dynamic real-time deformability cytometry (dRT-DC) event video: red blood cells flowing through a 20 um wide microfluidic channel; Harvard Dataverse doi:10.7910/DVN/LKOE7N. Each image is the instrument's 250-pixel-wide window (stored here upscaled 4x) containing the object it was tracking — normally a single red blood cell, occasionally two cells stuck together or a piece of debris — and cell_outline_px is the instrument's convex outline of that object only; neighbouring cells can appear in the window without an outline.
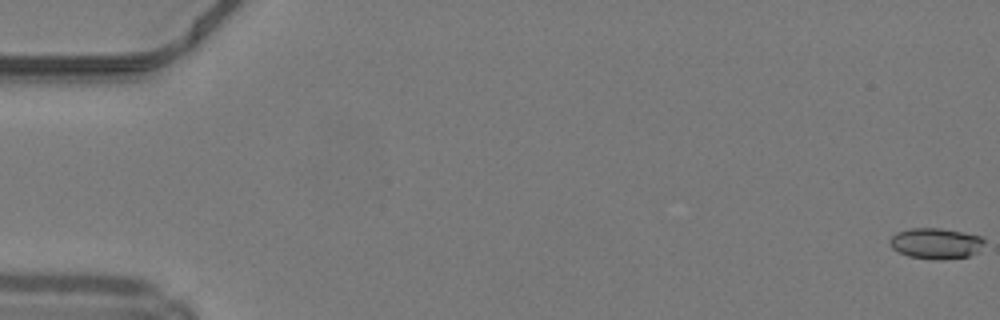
{"species": "common noctule bat (a hibernating species)", "species_latin": "Nyctalus noctula", "temperature_condition": "warm", "stored_images_in_passage": 49, "camera_frame_rate_fps": 3000, "um_per_image_px": 0.085, "animal": {"sex": "male", "body_mass_g": 19.2, "forearm_length_mm": 51.8}, "frame": {"image": 1, "passage_image": 1, "time_ms": 0.0, "image_size_px": [1000, 320], "cell_outline_px": [[984, 240], [980, 252], [968, 256], [944, 260], [932, 260], [908, 256], [892, 248], [888, 240], [896, 232], [908, 228], [940, 228], [964, 232], [980, 236]], "centroid_in_image_um": [79.54, 20.69], "position_along_channel_um": 5.5, "area_um2": 17.22}}
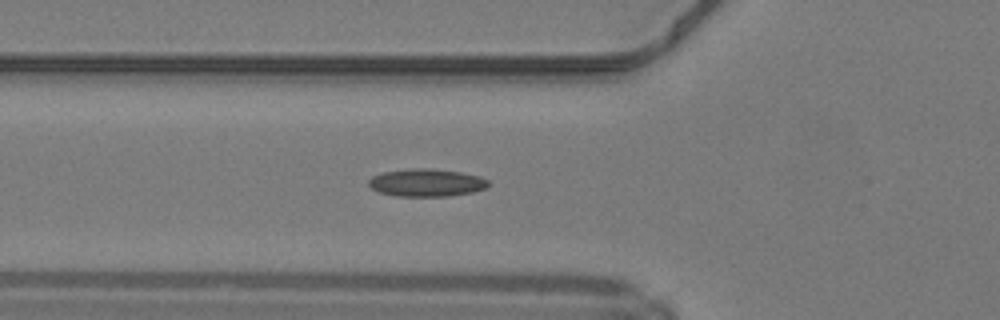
{"frame": {"image": 2, "passage_image": 19, "time_ms": 6.0, "image_size_px": [1000, 320], "cell_outline_px": [[488, 188], [472, 192], [448, 196], [396, 196], [380, 192], [372, 188], [368, 184], [368, 180], [372, 176], [384, 172], [412, 168], [428, 168], [460, 172], [480, 176], [488, 180]], "centroid_in_image_um": [36.26, 15.53], "position_along_channel_um": 89.5, "area_um2": 19.25}}
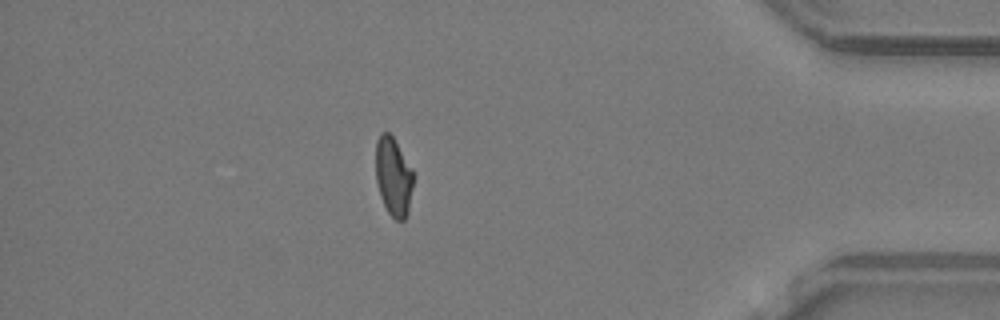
{"frame": {"image": 3, "passage_image": 44, "time_ms": 14.333, "image_size_px": [1000, 320], "cell_outline_px": [[412, 188], [408, 212], [404, 220], [396, 220], [388, 212], [380, 196], [376, 180], [376, 140], [380, 132], [388, 132], [392, 136], [412, 168]], "centroid_in_image_um": [33.42, 15.0], "position_along_channel_um": 401.8, "area_um2": 17.05}, "authors_computed_cell_mechanics": {"area_um2": 17.918, "velocity_mm_per_s": 4.2338, "shape_relaxation_time_tau1_ms": null, "shape_relaxation_time_tau2_ms": 2.6957, "deformation_change_tau1": null, "deformation_change_tau2": 0.0758}}